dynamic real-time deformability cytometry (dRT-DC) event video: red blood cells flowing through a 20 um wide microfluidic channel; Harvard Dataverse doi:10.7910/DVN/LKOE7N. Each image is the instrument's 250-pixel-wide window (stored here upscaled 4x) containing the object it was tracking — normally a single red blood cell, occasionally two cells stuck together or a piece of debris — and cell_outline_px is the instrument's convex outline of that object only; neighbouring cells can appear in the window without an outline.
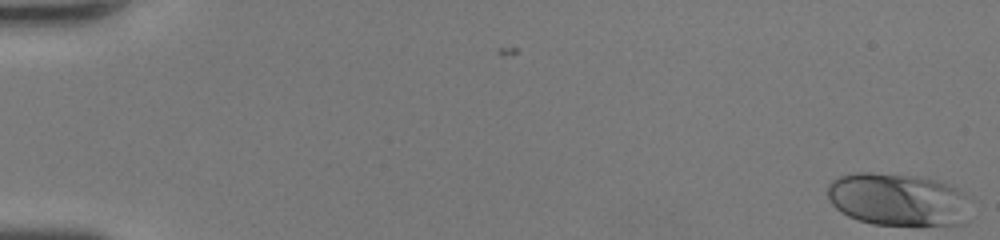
{"species": "human", "species_latin": "Homo sapiens", "temperature_condition": "room temperature", "stored_images_in_passage": 45, "camera_frame_rate_fps": 3000, "um_per_image_px": 0.085, "donor": {"sex": "female"}, "frame": {"image": 1, "passage_image": 1, "time_ms": 0.0, "image_size_px": [1000, 240], "cell_outline_px": [[972, 200], [964, 224], [872, 224], [848, 216], [836, 208], [832, 204], [828, 196], [828, 184], [832, 180], [840, 176], [856, 172], [872, 172], [916, 176], [936, 180], [948, 184], [972, 196]], "centroid_in_image_um": [76.36, 16.94], "position_along_channel_um": 8.6, "area_um2": 44.1}}
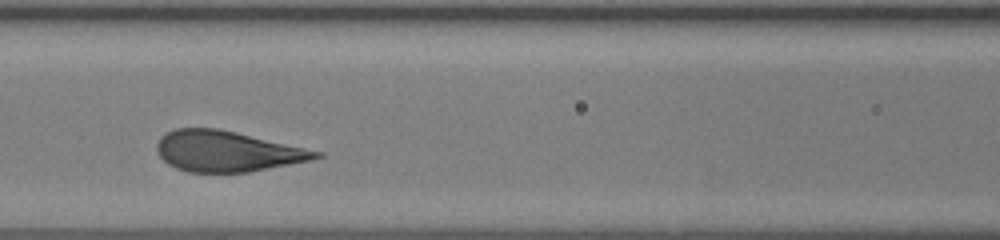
{"frame": {"image": 2, "passage_image": 26, "time_ms": 8.333, "image_size_px": [1000, 240], "cell_outline_px": [[324, 156], [308, 160], [248, 172], [188, 172], [176, 168], [168, 164], [160, 156], [156, 148], [156, 144], [168, 132], [176, 128], [216, 128], [236, 132], [324, 152]], "centroid_in_image_um": [19.3, 12.86], "position_along_channel_um": 147.3, "area_um2": 37.22}}
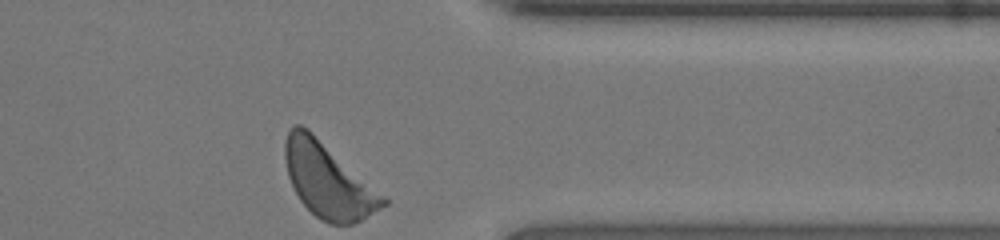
{"frame": {"image": 3, "passage_image": 45, "time_ms": 14.667, "image_size_px": [1000, 240], "cell_outline_px": [[388, 204], [360, 220], [352, 224], [328, 224], [320, 220], [300, 200], [288, 176], [284, 156], [284, 140], [288, 132], [296, 124], [300, 124], [308, 128], [384, 196], [388, 200]], "centroid_in_image_um": [27.86, 15.33], "position_along_channel_um": 383.5, "area_um2": 41.96}, "authors_computed_cell_mechanics": {"area_um2": 39.0728, "velocity_mm_per_s": 3.82, "shape_relaxation_time_tau1_ms": 2.1136, "shape_relaxation_time_tau2_ms": null, "deformation_change_tau1": 0.1329, "deformation_change_tau2": null}}